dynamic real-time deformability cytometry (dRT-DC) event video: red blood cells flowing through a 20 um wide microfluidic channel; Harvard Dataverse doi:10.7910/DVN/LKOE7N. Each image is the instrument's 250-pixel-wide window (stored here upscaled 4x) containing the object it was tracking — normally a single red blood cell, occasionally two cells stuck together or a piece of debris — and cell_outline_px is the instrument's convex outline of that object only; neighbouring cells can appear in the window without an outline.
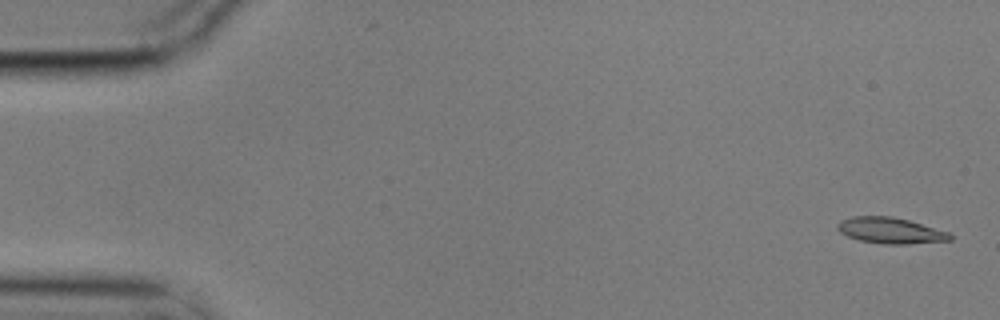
{"species": "common noctule bat (a hibernating species)", "species_latin": "Nyctalus noctula", "temperature_condition": "cold", "stored_images_in_passage": 5, "camera_frame_rate_fps": 3000, "um_per_image_px": 0.085, "animal": {"sex": "male", "body_mass_g": 17.9}, "frame": {"image": 1, "passage_image": 1, "time_ms": 0.0, "image_size_px": [1000, 320], "cell_outline_px": [[952, 240], [908, 244], [880, 244], [860, 240], [848, 236], [840, 232], [836, 228], [836, 224], [840, 220], [852, 216], [892, 216], [908, 220], [948, 232], [952, 236]], "centroid_in_image_um": [75.64, 19.59], "position_along_channel_um": 9.4, "area_um2": 17.05}}
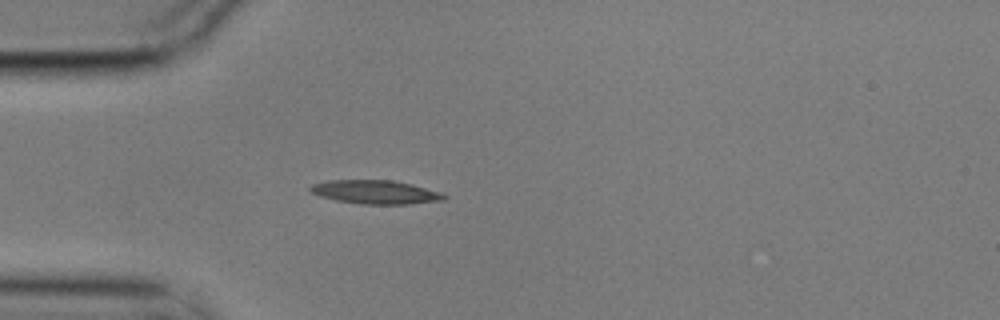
{"frame": {"image": 2, "passage_image": 5, "time_ms": 1.333, "image_size_px": [1000, 320], "cell_outline_px": [[448, 196], [444, 200], [412, 204], [360, 204], [336, 200], [320, 196], [312, 192], [308, 188], [312, 184], [328, 180], [392, 180], [412, 184], [444, 192]], "centroid_in_image_um": [31.98, 16.32], "position_along_channel_um": 53.0, "area_um2": 18.67}}